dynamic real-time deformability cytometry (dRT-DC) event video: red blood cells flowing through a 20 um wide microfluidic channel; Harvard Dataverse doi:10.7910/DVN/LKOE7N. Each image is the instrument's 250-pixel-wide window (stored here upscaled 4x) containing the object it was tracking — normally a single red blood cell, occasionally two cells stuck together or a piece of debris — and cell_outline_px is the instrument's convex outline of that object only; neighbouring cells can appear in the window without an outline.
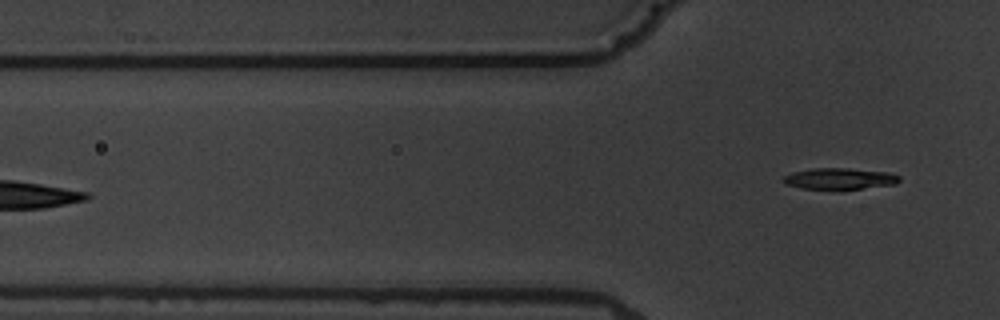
{"species": "common noctule bat (a hibernating species)", "species_latin": "Nyctalus noctula", "temperature_condition": "warm", "stored_images_in_passage": 6, "camera_frame_rate_fps": 3000, "um_per_image_px": 0.085, "animal": {"sex": "male", "body_mass_g": 19.5, "forearm_length_mm": 54.6}, "frame": {"image": 1, "passage_image": 6, "time_ms": 6.0, "image_size_px": [1000, 320], "cell_outline_px": [[900, 180], [896, 184], [860, 188], [804, 188], [784, 184], [780, 180], [784, 176], [792, 172], [812, 168], [848, 168], [888, 172], [900, 176]], "centroid_in_image_um": [71.34, 15.16], "position_along_channel_um": 54.5, "area_um2": 14.16}}